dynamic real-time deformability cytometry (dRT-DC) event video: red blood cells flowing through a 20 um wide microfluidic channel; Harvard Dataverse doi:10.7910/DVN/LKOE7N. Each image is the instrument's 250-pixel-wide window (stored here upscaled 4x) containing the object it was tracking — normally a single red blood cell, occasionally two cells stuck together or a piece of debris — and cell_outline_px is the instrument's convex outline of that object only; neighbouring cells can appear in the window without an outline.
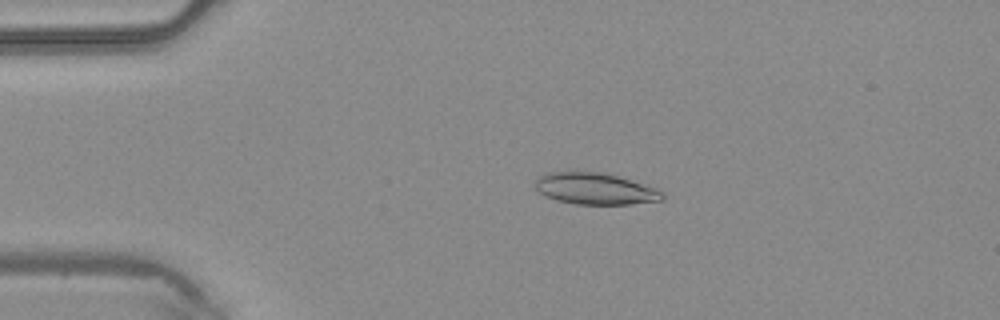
{"species": "common noctule bat (a hibernating species)", "species_latin": "Nyctalus noctula", "temperature_condition": "warm", "stored_images_in_passage": 3, "camera_frame_rate_fps": 3000, "um_per_image_px": 0.085, "animal": {"sex": "male", "body_mass_g": 20.4}, "frame": {"image": 1, "passage_image": 2, "time_ms": 0.333, "image_size_px": [1000, 320], "cell_outline_px": [[664, 200], [628, 204], [576, 204], [556, 200], [544, 196], [536, 192], [536, 180], [540, 176], [552, 172], [604, 172], [656, 188], [664, 192]], "centroid_in_image_um": [50.59, 16.05], "position_along_channel_um": 34.4, "area_um2": 23.29}}